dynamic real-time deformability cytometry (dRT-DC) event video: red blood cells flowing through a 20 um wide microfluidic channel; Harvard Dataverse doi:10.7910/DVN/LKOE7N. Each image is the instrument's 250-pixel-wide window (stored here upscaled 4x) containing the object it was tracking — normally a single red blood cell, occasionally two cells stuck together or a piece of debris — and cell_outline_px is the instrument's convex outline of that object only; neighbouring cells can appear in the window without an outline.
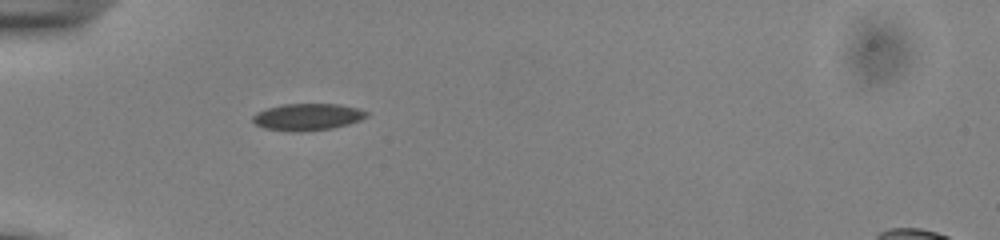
{"species": "common noctule bat (a hibernating species)", "species_latin": "Nyctalus noctula", "temperature_condition": "cold", "stored_images_in_passage": 37, "camera_frame_rate_fps": 3000, "um_per_image_px": 0.085, "animal": {"sex": "male", "body_mass_g": 13.0, "forearm_length_mm": 53.1}, "frame": {"image": 1, "passage_image": 1, "time_ms": 0.0, "image_size_px": [1000, 240], "cell_outline_px": [[368, 116], [360, 120], [348, 124], [332, 128], [300, 132], [292, 132], [264, 128], [256, 124], [252, 120], [252, 116], [256, 112], [268, 108], [284, 104], [340, 104], [360, 108], [368, 112]], "centroid_in_image_um": [26.15, 9.94], "position_along_channel_um": 58.8, "area_um2": 17.92}}
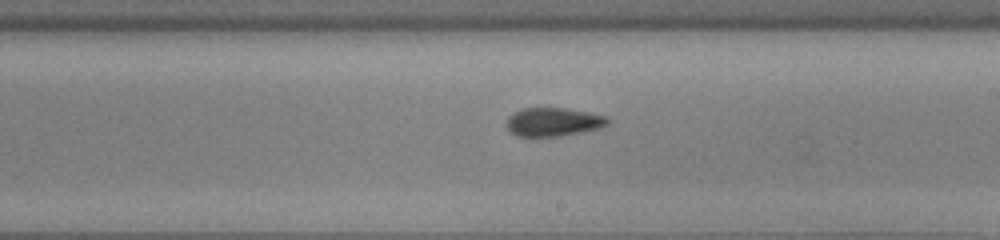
{"frame": {"image": 2, "passage_image": 16, "time_ms": 5.0, "image_size_px": [1000, 240], "cell_outline_px": [[612, 120], [604, 128], [584, 132], [560, 136], [516, 136], [508, 128], [508, 116], [524, 108], [564, 108], [588, 112], [608, 116]], "centroid_in_image_um": [47.14, 10.37], "position_along_channel_um": 241.9, "area_um2": 16.94}}
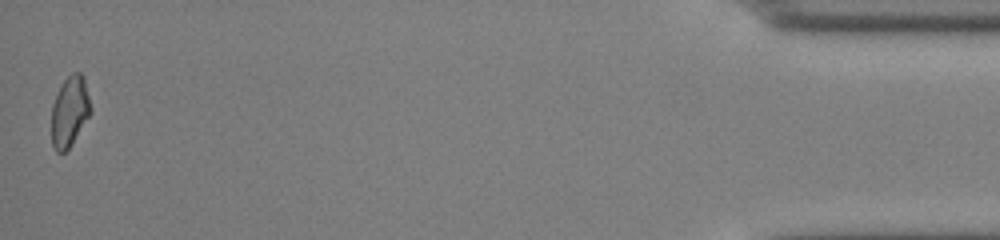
{"frame": {"image": 3, "passage_image": 37, "time_ms": 12.0, "image_size_px": [1000, 240], "cell_outline_px": [[92, 112], [72, 144], [64, 152], [56, 152], [52, 148], [52, 104], [64, 80], [72, 72], [80, 72], [84, 76], [92, 108]], "centroid_in_image_um": [5.94, 9.47], "position_along_channel_um": 429.3, "area_um2": 16.18}, "authors_computed_cell_mechanics": {"area_um2": 16.9354, "velocity_mm_per_s": 3.8632, "shape_relaxation_time_tau1_ms": null, "shape_relaxation_time_tau2_ms": 4.4427, "deformation_change_tau1": null, "deformation_change_tau2": 0.0743}}